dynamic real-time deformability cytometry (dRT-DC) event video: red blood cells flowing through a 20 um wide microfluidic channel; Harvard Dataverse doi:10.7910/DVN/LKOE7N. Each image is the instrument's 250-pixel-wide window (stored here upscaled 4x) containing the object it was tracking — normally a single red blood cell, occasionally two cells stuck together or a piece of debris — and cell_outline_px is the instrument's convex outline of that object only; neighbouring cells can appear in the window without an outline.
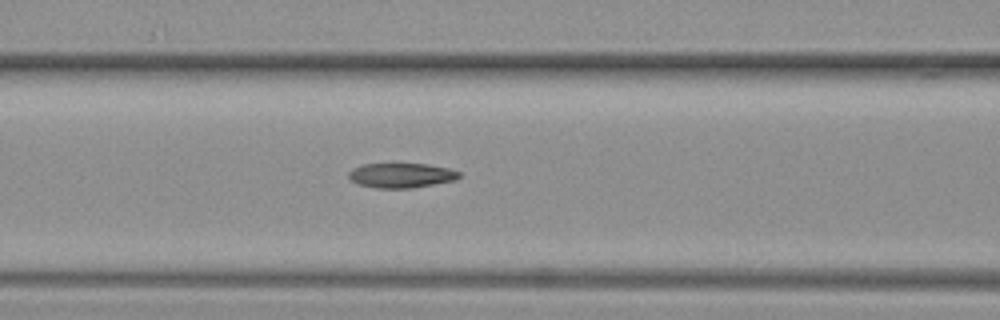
{"species": "common noctule bat (a hibernating species)", "species_latin": "Nyctalus noctula", "temperature_condition": "warm", "stored_images_in_passage": 11, "segment_of_instrument_passage": [1, 2], "camera_frame_rate_fps": 3000, "um_per_image_px": 0.085, "animal": {"sex": "female", "body_mass_g": 19.3, "forearm_length_mm": 54.1}, "frame": {"image": 1, "passage_image": 10, "time_ms": 3.0, "image_size_px": [1000, 320], "cell_outline_px": [[460, 176], [456, 180], [412, 188], [376, 188], [360, 184], [352, 180], [348, 176], [348, 172], [352, 168], [364, 164], [428, 164], [448, 168], [460, 172]], "centroid_in_image_um": [34.12, 14.9], "position_along_channel_um": 132.5, "area_um2": 15.84}}